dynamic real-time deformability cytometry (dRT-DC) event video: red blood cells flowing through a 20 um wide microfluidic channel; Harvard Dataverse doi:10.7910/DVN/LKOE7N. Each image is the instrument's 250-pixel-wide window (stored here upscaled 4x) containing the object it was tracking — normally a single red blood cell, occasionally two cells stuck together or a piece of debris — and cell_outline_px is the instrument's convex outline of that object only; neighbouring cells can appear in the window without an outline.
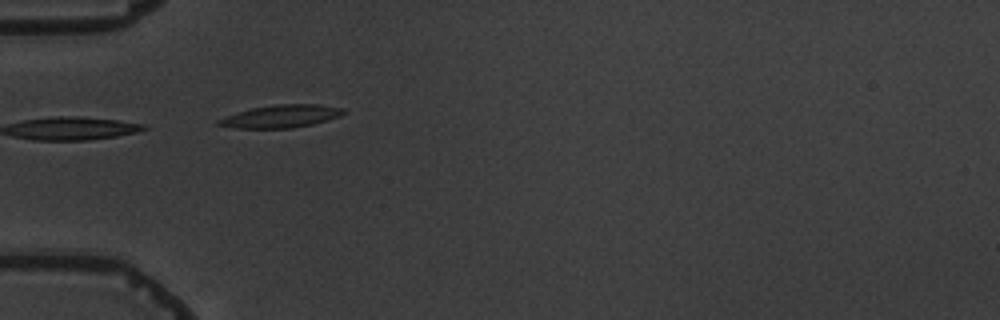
{"species": "common noctule bat (a hibernating species)", "species_latin": "Nyctalus noctula", "temperature_condition": "warm", "stored_images_in_passage": 1, "camera_frame_rate_fps": 3000, "um_per_image_px": 0.085, "animal": {"sex": "male", "body_mass_g": 19.5, "forearm_length_mm": 54.6}, "frame": {"image": 1, "passage_image": 1, "time_ms": 0.0, "image_size_px": [1000, 320], "cell_outline_px": [[348, 112], [340, 116], [312, 124], [292, 128], [236, 128], [216, 124], [216, 120], [236, 112], [252, 108], [276, 104], [316, 104], [344, 108]], "centroid_in_image_um": [23.9, 9.88], "position_along_channel_um": 61.1, "area_um2": 16.53}}